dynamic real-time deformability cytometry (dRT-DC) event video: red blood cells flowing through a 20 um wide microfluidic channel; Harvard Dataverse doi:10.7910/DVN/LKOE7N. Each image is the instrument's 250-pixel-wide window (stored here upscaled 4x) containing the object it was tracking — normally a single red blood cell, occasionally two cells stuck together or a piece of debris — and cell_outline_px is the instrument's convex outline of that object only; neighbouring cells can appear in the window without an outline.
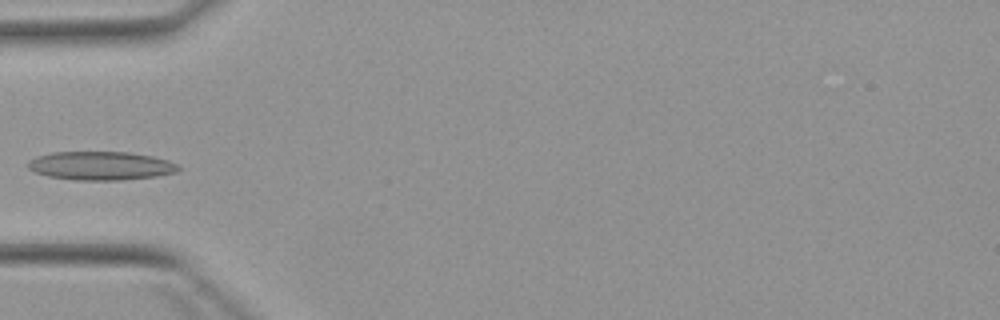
{"species": "Egyptian fruit bat (a non-hibernating species)", "species_latin": "Rousettus aegyptiacus", "temperature_condition": "warm", "stored_images_in_passage": 5, "camera_frame_rate_fps": 3000, "um_per_image_px": 0.085, "animal": {"sex": "female"}, "frame": {"image": 1, "passage_image": 5, "time_ms": 4.667, "image_size_px": [1000, 320], "cell_outline_px": [[180, 168], [176, 172], [156, 176], [120, 180], [72, 180], [48, 176], [36, 172], [28, 168], [28, 160], [36, 156], [52, 152], [128, 152], [152, 156], [168, 160], [176, 164]], "centroid_in_image_um": [8.54, 14.09], "position_along_channel_um": 76.5, "area_um2": 25.03}}